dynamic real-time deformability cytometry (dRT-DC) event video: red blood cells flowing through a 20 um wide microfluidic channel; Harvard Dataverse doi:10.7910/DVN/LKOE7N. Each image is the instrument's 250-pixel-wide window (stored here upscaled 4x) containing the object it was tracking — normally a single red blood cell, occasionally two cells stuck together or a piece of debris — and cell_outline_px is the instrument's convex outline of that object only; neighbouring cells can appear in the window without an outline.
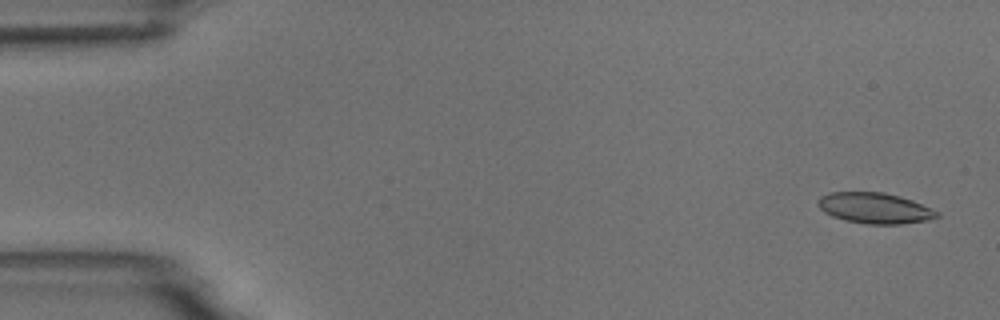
{"species": "common noctule bat (a hibernating species)", "species_latin": "Nyctalus noctula", "temperature_condition": "room temperature", "stored_images_in_passage": 5, "camera_frame_rate_fps": 3000, "um_per_image_px": 0.085, "animal": {"sex": "male", "body_mass_g": 18.8}, "frame": {"image": 1, "passage_image": 1, "time_ms": 0.0, "image_size_px": [1000, 320], "cell_outline_px": [[940, 216], [928, 220], [900, 224], [868, 224], [844, 220], [832, 216], [824, 212], [816, 204], [816, 200], [820, 196], [828, 192], [884, 192], [900, 196], [912, 200], [940, 212]], "centroid_in_image_um": [74.33, 17.68], "position_along_channel_um": 10.7, "area_um2": 21.5}}
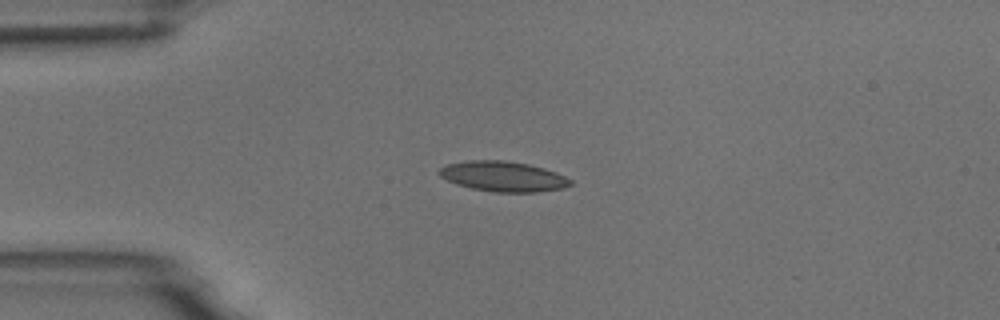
{"frame": {"image": 2, "passage_image": 4, "time_ms": 3.667, "image_size_px": [1000, 320], "cell_outline_px": [[572, 184], [564, 188], [536, 192], [492, 192], [472, 188], [456, 184], [440, 176], [436, 172], [440, 168], [448, 164], [468, 160], [504, 160], [528, 164], [544, 168], [556, 172], [572, 180]], "centroid_in_image_um": [42.77, 14.99], "position_along_channel_um": 42.2, "area_um2": 23.12}}